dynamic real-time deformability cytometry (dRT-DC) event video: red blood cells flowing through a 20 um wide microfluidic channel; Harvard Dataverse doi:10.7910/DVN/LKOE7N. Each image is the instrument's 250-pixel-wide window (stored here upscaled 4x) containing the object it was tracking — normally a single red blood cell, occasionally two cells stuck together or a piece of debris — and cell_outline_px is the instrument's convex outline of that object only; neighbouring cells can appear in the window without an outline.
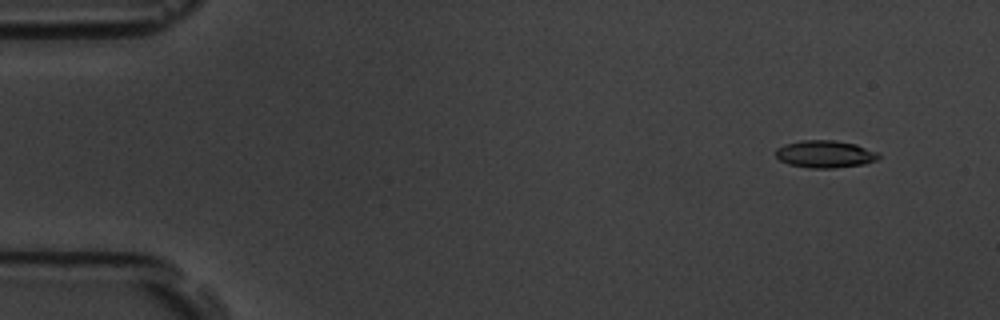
{"species": "common noctule bat (a hibernating species)", "species_latin": "Nyctalus noctula", "temperature_condition": "room temperature", "stored_images_in_passage": 10, "camera_frame_rate_fps": 3000, "um_per_image_px": 0.085, "animal": {"sex": "male", "body_mass_g": 19.5, "forearm_length_mm": 54.6}, "frame": {"image": 1, "passage_image": 2, "time_ms": 1.0, "image_size_px": [1000, 320], "cell_outline_px": [[880, 156], [876, 160], [864, 164], [832, 168], [812, 168], [788, 164], [780, 160], [776, 156], [776, 148], [784, 144], [800, 140], [832, 140], [856, 144], [876, 152]], "centroid_in_image_um": [70.09, 13.09], "position_along_channel_um": 14.9, "area_um2": 16.3}}
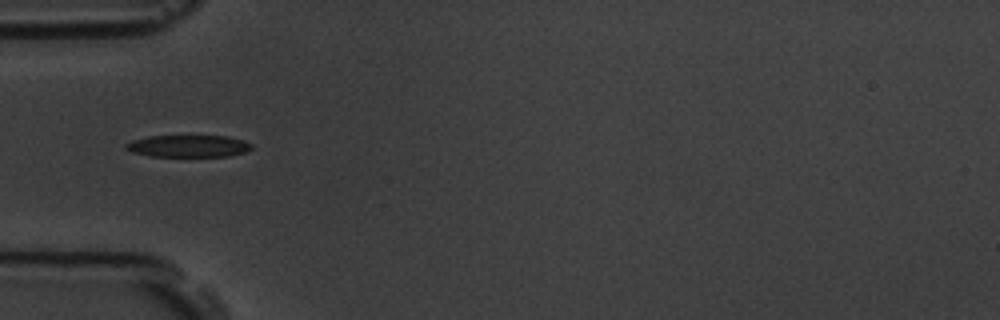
{"frame": {"image": 2, "passage_image": 6, "time_ms": 5.667, "image_size_px": [1000, 320], "cell_outline_px": [[252, 148], [244, 152], [228, 156], [148, 156], [132, 152], [124, 148], [124, 144], [132, 140], [148, 136], [228, 136], [244, 140], [252, 144]], "centroid_in_image_um": [15.98, 12.41], "position_along_channel_um": 69.0, "area_um2": 16.18}}
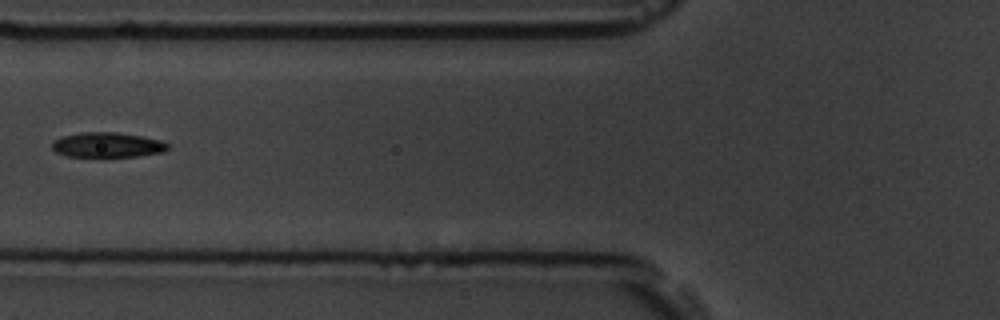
{"frame": {"image": 3, "passage_image": 7, "time_ms": 7.0, "image_size_px": [1000, 320], "cell_outline_px": [[168, 148], [164, 152], [136, 156], [68, 156], [56, 152], [52, 148], [52, 140], [64, 136], [80, 132], [116, 132], [140, 136], [160, 140], [168, 144]], "centroid_in_image_um": [9.11, 12.31], "position_along_channel_um": 116.7, "area_um2": 16.65}}